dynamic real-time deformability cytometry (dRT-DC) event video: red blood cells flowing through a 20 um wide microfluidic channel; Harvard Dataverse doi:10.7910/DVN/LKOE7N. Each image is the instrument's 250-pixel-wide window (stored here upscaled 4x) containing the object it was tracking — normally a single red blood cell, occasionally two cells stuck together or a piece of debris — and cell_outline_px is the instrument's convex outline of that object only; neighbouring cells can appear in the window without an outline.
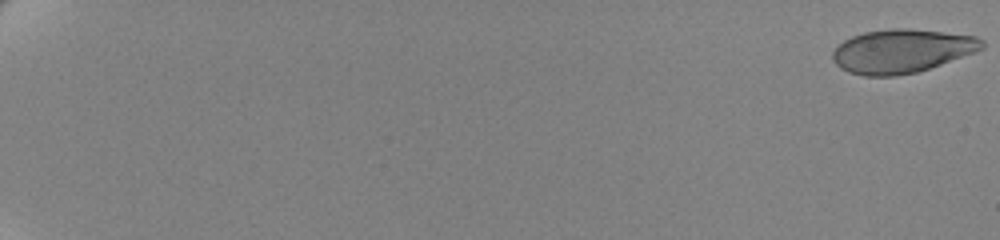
{"species": "human", "species_latin": "Homo sapiens", "temperature_condition": "cold", "stored_images_in_passage": 57, "camera_frame_rate_fps": 3000, "um_per_image_px": 0.085, "donor": {"sex": "female"}, "frame": {"image": 1, "passage_image": 1, "time_ms": 0.0, "image_size_px": [1000, 240], "cell_outline_px": [[984, 48], [976, 52], [916, 72], [896, 76], [864, 76], [848, 72], [840, 68], [832, 60], [832, 52], [844, 40], [852, 36], [864, 32], [892, 28], [908, 28], [976, 36], [984, 40]], "centroid_in_image_um": [76.64, 4.34], "position_along_channel_um": 8.4, "area_um2": 37.97}}
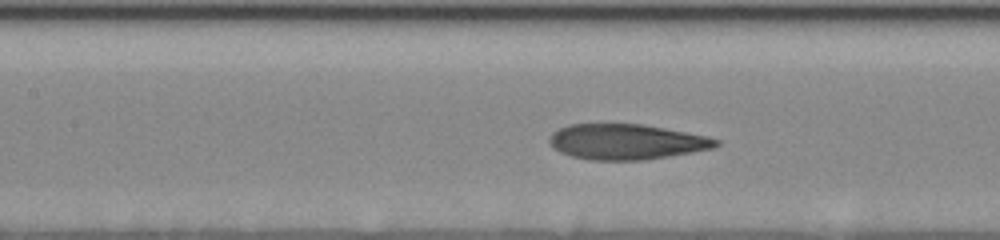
{"frame": {"image": 2, "passage_image": 30, "time_ms": 9.667, "image_size_px": [1000, 240], "cell_outline_px": [[720, 144], [712, 148], [692, 152], [644, 160], [588, 160], [572, 156], [560, 152], [552, 148], [548, 140], [552, 132], [568, 124], [644, 124], [708, 136], [720, 140]], "centroid_in_image_um": [53.23, 12.05], "position_along_channel_um": 154.2, "area_um2": 34.51}}
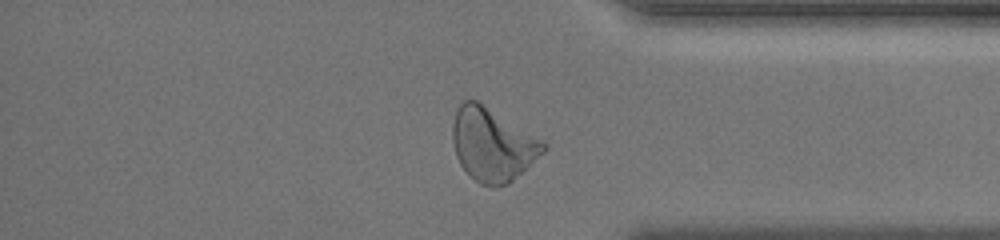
{"frame": {"image": 3, "passage_image": 51, "time_ms": 16.667, "image_size_px": [1000, 240], "cell_outline_px": [[548, 148], [544, 152], [508, 184], [496, 188], [492, 188], [480, 184], [460, 164], [456, 156], [452, 140], [452, 124], [456, 108], [464, 100], [476, 100], [548, 144]], "centroid_in_image_um": [41.83, 12.31], "position_along_channel_um": 393.4, "area_um2": 38.26}, "authors_computed_cell_mechanics": {"area_um2": 37.0498, "velocity_mm_per_s": 3.478, "shape_relaxation_time_tau1_ms": 5.8452, "shape_relaxation_time_tau2_ms": 1.1541, "deformation_change_tau1": 0.1965, "deformation_change_tau2": 0.083}}